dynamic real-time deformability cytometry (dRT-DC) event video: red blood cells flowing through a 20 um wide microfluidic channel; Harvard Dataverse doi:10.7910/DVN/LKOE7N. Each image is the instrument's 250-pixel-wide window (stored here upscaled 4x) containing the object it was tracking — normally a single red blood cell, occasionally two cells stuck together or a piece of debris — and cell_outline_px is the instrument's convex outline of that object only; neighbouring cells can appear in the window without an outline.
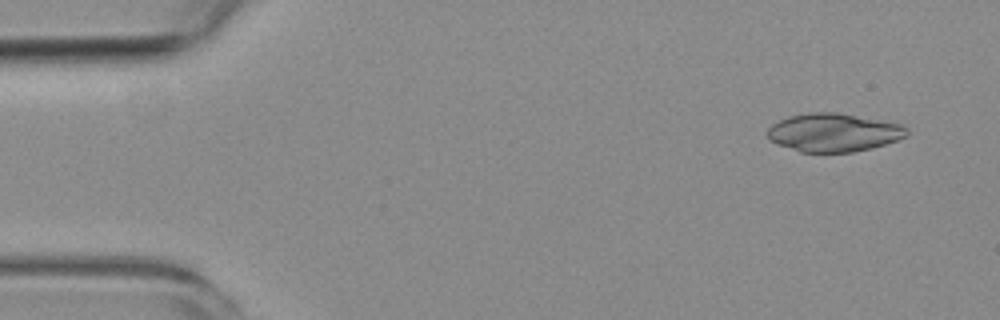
{"species": "common noctule bat (a hibernating species)", "species_latin": "Nyctalus noctula", "temperature_condition": "room temperature", "stored_images_in_passage": 5, "camera_frame_rate_fps": 3000, "um_per_image_px": 0.085, "animal": {"sex": "female", "body_mass_g": 19.3, "forearm_length_mm": 54.1}, "frame": {"image": 1, "passage_image": 2, "time_ms": 1.0, "image_size_px": [1000, 320], "cell_outline_px": [[908, 136], [872, 148], [852, 152], [800, 152], [776, 144], [768, 136], [768, 128], [772, 124], [788, 116], [808, 112], [836, 112], [904, 124], [908, 128]], "centroid_in_image_um": [70.88, 11.26], "position_along_channel_um": 14.1, "area_um2": 31.21}}